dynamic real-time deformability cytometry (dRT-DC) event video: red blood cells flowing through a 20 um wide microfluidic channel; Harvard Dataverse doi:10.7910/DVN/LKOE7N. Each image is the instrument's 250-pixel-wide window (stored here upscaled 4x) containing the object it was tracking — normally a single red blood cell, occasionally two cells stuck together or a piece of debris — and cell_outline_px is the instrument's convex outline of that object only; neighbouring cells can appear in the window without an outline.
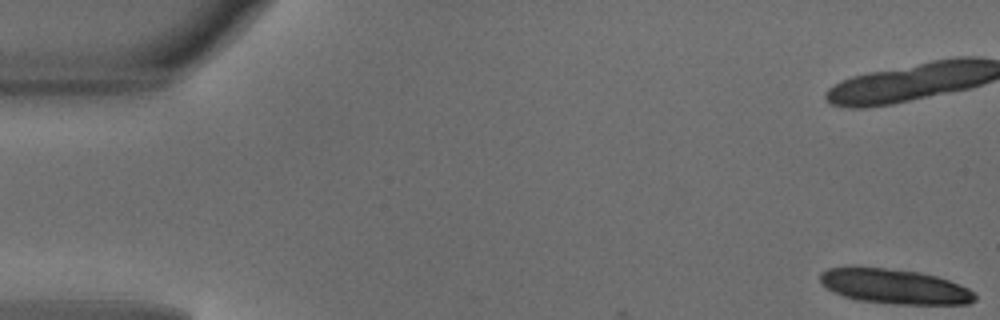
{"species": "common noctule bat (a hibernating species)", "species_latin": "Nyctalus noctula", "temperature_condition": "warm", "stored_images_in_passage": 4, "camera_frame_rate_fps": 3000, "um_per_image_px": 0.085, "animal": {"sex": "male", "body_mass_g": 18.8}, "frame": {"image": 1, "passage_image": 1, "time_ms": 0.0, "image_size_px": [1000, 320], "cell_outline_px": [[976, 300], [968, 304], [892, 304], [856, 300], [844, 296], [828, 288], [820, 280], [820, 272], [828, 268], [884, 268], [920, 272], [936, 276], [960, 284], [968, 288], [976, 296]], "centroid_in_image_um": [76.08, 24.36], "position_along_channel_um": 8.9, "area_um2": 31.04}}